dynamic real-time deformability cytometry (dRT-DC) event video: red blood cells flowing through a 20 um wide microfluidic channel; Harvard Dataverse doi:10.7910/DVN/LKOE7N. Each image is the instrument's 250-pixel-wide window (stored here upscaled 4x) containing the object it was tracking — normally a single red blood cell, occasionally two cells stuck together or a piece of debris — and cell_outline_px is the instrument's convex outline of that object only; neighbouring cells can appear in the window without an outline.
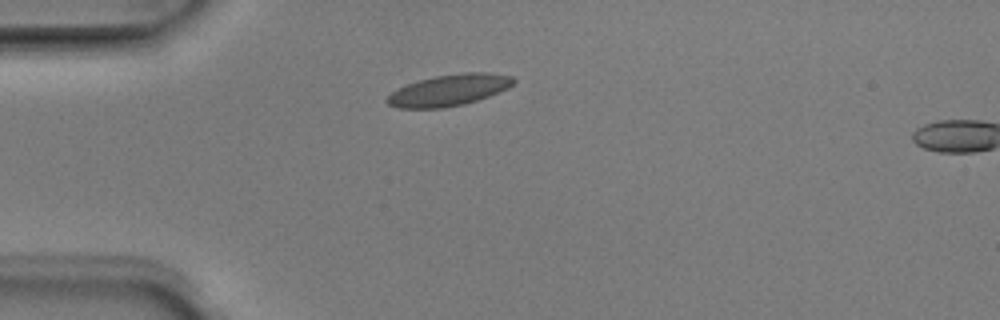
{"species": "Egyptian fruit bat (a non-hibernating species)", "species_latin": "Rousettus aegyptiacus", "temperature_condition": "room temperature", "stored_images_in_passage": 2, "segment_of_instrument_passage": [1, 2], "camera_frame_rate_fps": 3000, "um_per_image_px": 0.085, "animal": {"sex": "male"}, "frame": {"image": 1, "passage_image": 1, "time_ms": 0.0, "image_size_px": [1000, 320], "cell_outline_px": [[516, 80], [508, 88], [488, 96], [464, 104], [440, 108], [400, 108], [388, 104], [384, 100], [396, 88], [420, 80], [436, 76], [464, 72], [492, 72], [512, 76]], "centroid_in_image_um": [38.17, 7.65], "position_along_channel_um": 46.8, "area_um2": 23.0}}